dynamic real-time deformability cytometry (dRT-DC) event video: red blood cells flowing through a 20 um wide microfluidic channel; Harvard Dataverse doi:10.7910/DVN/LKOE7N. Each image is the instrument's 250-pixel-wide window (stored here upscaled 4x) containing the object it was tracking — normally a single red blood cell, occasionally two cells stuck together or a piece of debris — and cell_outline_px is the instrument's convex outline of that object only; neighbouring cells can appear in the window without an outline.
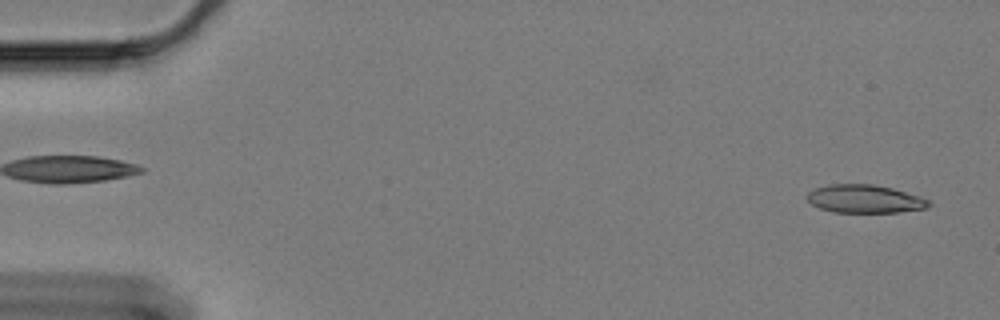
{"species": "Egyptian fruit bat (a non-hibernating species)", "species_latin": "Rousettus aegyptiacus", "temperature_condition": "cold", "stored_images_in_passage": 6, "camera_frame_rate_fps": 3000, "um_per_image_px": 0.085, "animal": {"sex": "female"}, "frame": {"image": 1, "passage_image": 2, "time_ms": 0.333, "image_size_px": [1000, 320], "cell_outline_px": [[932, 204], [928, 208], [896, 212], [832, 212], [820, 208], [812, 204], [808, 200], [808, 192], [816, 188], [828, 184], [872, 184], [892, 188], [920, 196], [928, 200]], "centroid_in_image_um": [73.52, 16.9], "position_along_channel_um": 11.5, "area_um2": 19.88}}